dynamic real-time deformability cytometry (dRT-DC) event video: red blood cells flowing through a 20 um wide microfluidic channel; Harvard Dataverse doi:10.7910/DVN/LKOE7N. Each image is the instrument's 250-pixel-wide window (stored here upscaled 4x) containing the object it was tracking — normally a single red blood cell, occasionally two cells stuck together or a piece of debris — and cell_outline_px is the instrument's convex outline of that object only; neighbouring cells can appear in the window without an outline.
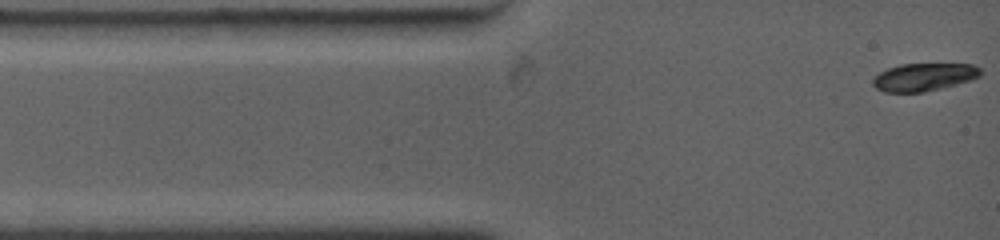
{"species": "common noctule bat (a hibernating species)", "species_latin": "Nyctalus noctula", "temperature_condition": "warm", "stored_images_in_passage": 5, "camera_frame_rate_fps": 4500, "um_per_image_px": 0.085, "animal": {"sex": "female", "body_mass_g": 19.0, "forearm_length_mm": 53.3}, "frame": {"image": 1, "passage_image": 1, "time_ms": 0.0, "image_size_px": [1000, 240], "cell_outline_px": [[980, 76], [968, 80], [940, 88], [924, 92], [884, 92], [876, 88], [872, 84], [872, 80], [880, 72], [888, 68], [900, 64], [972, 64], [980, 68]], "centroid_in_image_um": [78.48, 6.54], "position_along_channel_um": 6.5, "area_um2": 17.17}}
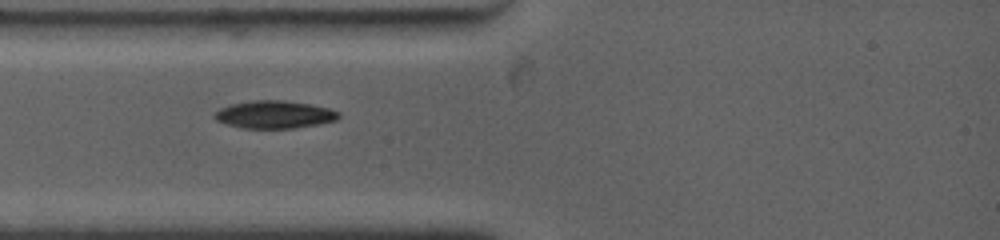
{"frame": {"image": 2, "passage_image": 4, "time_ms": 2.667, "image_size_px": [1000, 240], "cell_outline_px": [[340, 116], [336, 120], [316, 124], [292, 128], [244, 128], [228, 124], [216, 120], [212, 116], [220, 108], [232, 104], [252, 100], [284, 100], [308, 104], [328, 108], [340, 112]], "centroid_in_image_um": [23.31, 9.73], "position_along_channel_um": 61.7, "area_um2": 19.77}}
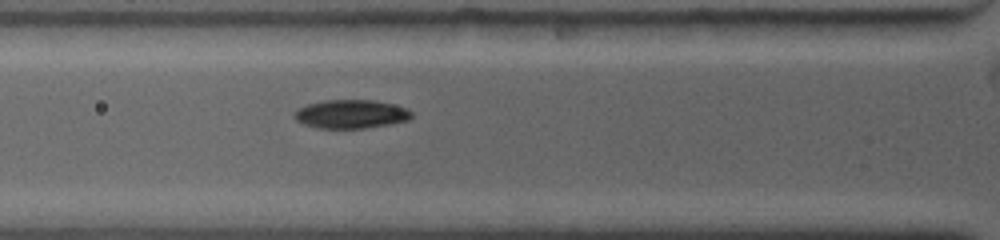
{"frame": {"image": 3, "passage_image": 5, "time_ms": 3.556, "image_size_px": [1000, 240], "cell_outline_px": [[412, 116], [408, 120], [388, 124], [364, 128], [320, 128], [304, 124], [296, 120], [292, 116], [300, 108], [308, 104], [324, 100], [372, 100], [392, 104], [408, 108], [412, 112]], "centroid_in_image_um": [29.84, 9.69], "position_along_channel_um": 96.0, "area_um2": 19.36}}